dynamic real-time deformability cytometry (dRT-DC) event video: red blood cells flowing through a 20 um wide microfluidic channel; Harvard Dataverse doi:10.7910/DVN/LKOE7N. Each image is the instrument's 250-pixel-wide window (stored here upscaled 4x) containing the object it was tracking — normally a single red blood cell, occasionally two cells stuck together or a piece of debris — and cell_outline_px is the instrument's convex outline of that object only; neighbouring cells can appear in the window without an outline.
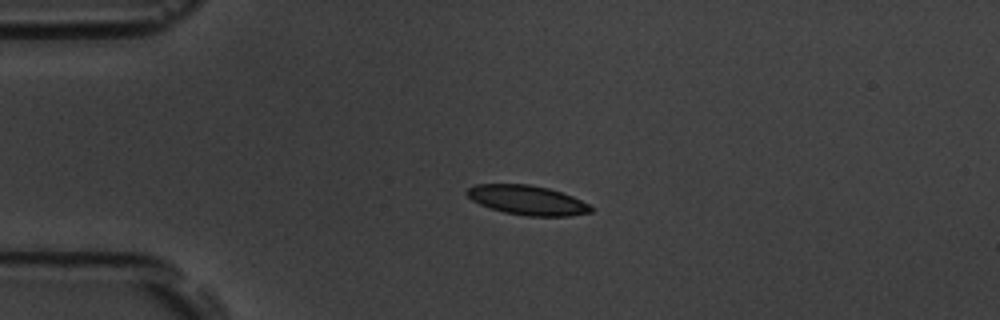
{"species": "common noctule bat (a hibernating species)", "species_latin": "Nyctalus noctula", "temperature_condition": "room temperature", "stored_images_in_passage": 43, "camera_frame_rate_fps": 3000, "um_per_image_px": 0.085, "animal": {"sex": "male", "body_mass_g": 19.5, "forearm_length_mm": 54.6}, "frame": {"image": 1, "passage_image": 1, "time_ms": 0.0, "image_size_px": [1000, 320], "cell_outline_px": [[592, 212], [568, 216], [528, 216], [504, 212], [480, 204], [472, 200], [464, 192], [468, 188], [476, 184], [528, 184], [548, 188], [572, 196], [588, 204], [592, 208]], "centroid_in_image_um": [44.8, 17.01], "position_along_channel_um": 40.2, "area_um2": 21.1}}
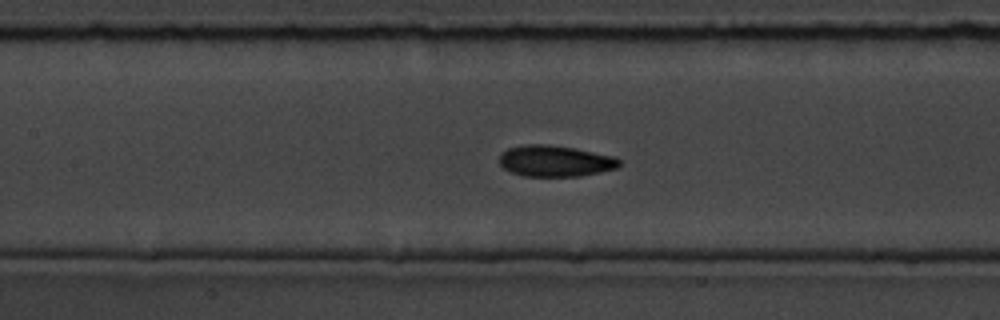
{"frame": {"image": 2, "passage_image": 13, "time_ms": 4.0, "image_size_px": [1000, 320], "cell_outline_px": [[620, 168], [580, 176], [524, 176], [512, 172], [504, 168], [500, 164], [500, 152], [508, 148], [528, 144], [548, 144], [572, 148], [616, 156], [620, 160]], "centroid_in_image_um": [47.21, 13.68], "position_along_channel_um": 160.2, "area_um2": 21.85}}
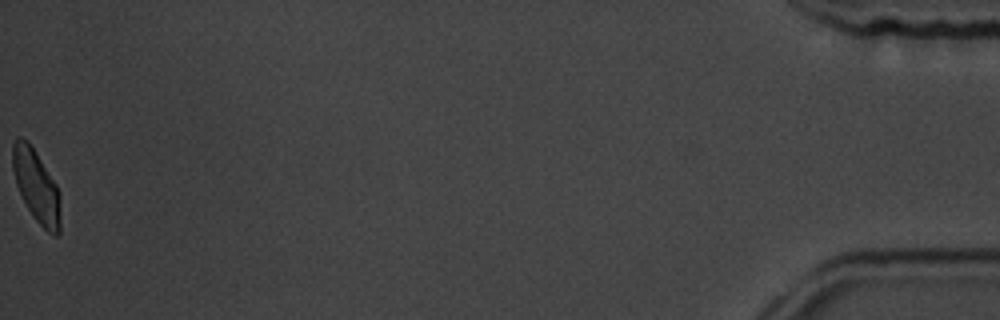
{"frame": {"image": 3, "passage_image": 43, "time_ms": 14.0, "image_size_px": [1000, 320], "cell_outline_px": [[60, 232], [56, 236], [52, 236], [36, 220], [28, 208], [16, 184], [12, 168], [12, 144], [16, 136], [20, 136], [28, 140], [36, 152], [56, 184], [60, 192]], "centroid_in_image_um": [3.09, 15.79], "position_along_channel_um": 432.1, "area_um2": 20.29}, "authors_computed_cell_mechanics": {"area_um2": 21.1548, "velocity_mm_per_s": 3.7345, "shape_relaxation_time_tau1_ms": 3.2841, "shape_relaxation_time_tau2_ms": 1.9002, "deformation_change_tau1": 0.1105, "deformation_change_tau2": 0.0558}}